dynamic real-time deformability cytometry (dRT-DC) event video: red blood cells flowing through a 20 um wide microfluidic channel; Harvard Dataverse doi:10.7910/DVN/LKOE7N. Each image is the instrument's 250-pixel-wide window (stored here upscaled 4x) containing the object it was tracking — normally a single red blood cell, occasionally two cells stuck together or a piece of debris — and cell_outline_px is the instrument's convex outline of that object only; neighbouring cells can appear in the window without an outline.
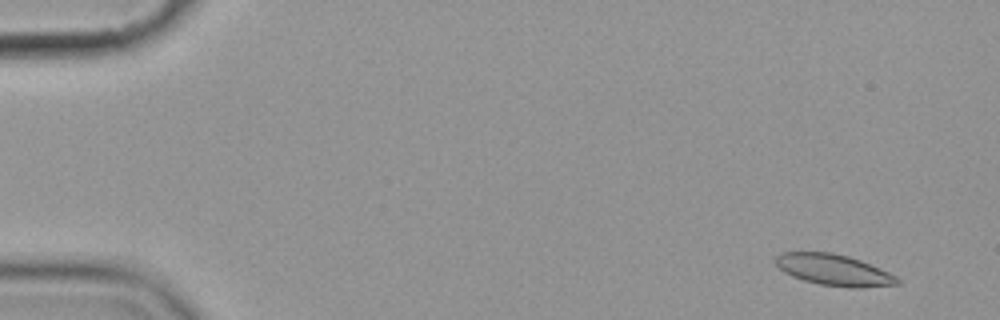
{"species": "common noctule bat (a hibernating species)", "species_latin": "Nyctalus noctula", "temperature_condition": "cold", "stored_images_in_passage": 5, "camera_frame_rate_fps": 3000, "um_per_image_px": 0.085, "animal": {"sex": "female", "body_mass_g": 19.9}, "frame": {"image": 1, "passage_image": 1, "time_ms": 0.0, "image_size_px": [1000, 320], "cell_outline_px": [[900, 284], [860, 288], [848, 288], [820, 284], [804, 280], [792, 276], [784, 272], [776, 264], [776, 256], [780, 252], [832, 252], [848, 256], [860, 260], [888, 272], [896, 276], [900, 280]], "centroid_in_image_um": [70.88, 22.95], "position_along_channel_um": 14.1, "area_um2": 22.08}}